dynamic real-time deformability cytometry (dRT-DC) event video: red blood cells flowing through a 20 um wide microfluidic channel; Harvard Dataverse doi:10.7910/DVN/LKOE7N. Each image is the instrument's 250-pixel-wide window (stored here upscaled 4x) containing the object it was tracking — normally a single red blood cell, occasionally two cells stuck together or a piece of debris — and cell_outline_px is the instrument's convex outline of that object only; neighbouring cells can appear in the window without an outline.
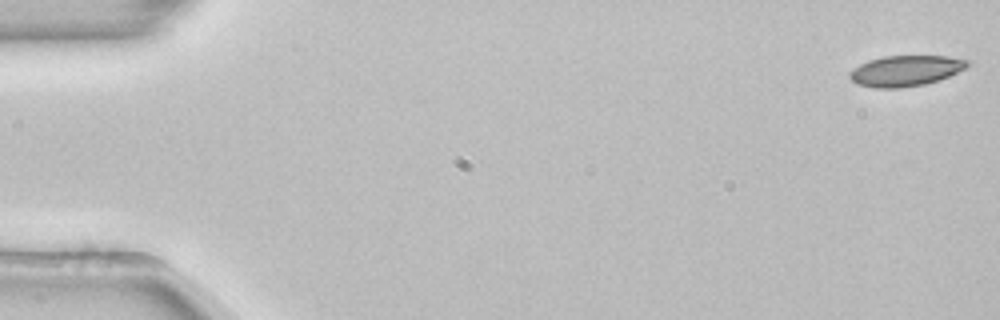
{"species": "common noctule bat (a hibernating species)", "species_latin": "Nyctalus noctula", "temperature_condition": "room temperature", "stored_images_in_passage": 53, "camera_frame_rate_fps": 3000, "um_per_image_px": 0.085, "animal": {"sex": "female", "body_mass_g": 22.7, "forearm_length_mm": 54.2}, "frame": {"image": 1, "passage_image": 1, "time_ms": 0.0, "image_size_px": [1000, 320], "cell_outline_px": [[968, 64], [964, 68], [948, 76], [924, 84], [900, 88], [872, 88], [856, 84], [848, 76], [848, 72], [860, 64], [868, 60], [884, 56], [948, 56], [968, 60]], "centroid_in_image_um": [76.9, 6.02], "position_along_channel_um": 8.1, "area_um2": 20.92}}
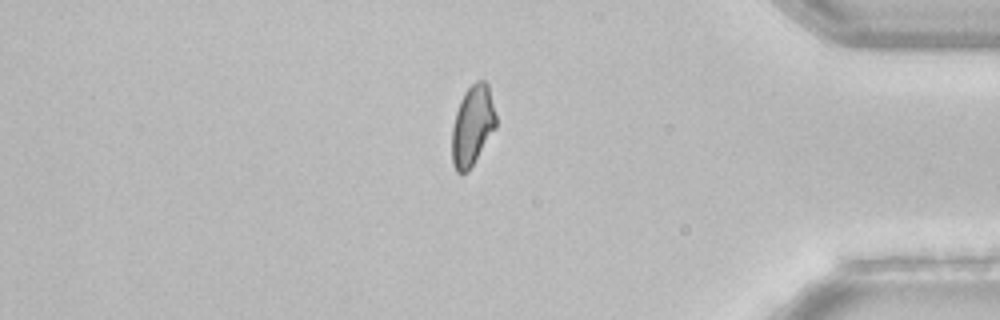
{"frame": {"image": 2, "passage_image": 45, "time_ms": 14.667, "image_size_px": [1000, 320], "cell_outline_px": [[496, 128], [468, 172], [456, 172], [452, 164], [452, 128], [456, 112], [460, 100], [464, 92], [476, 80], [484, 80], [488, 84], [496, 116]], "centroid_in_image_um": [40.16, 10.67], "position_along_channel_um": 395.0, "area_um2": 20.58}}
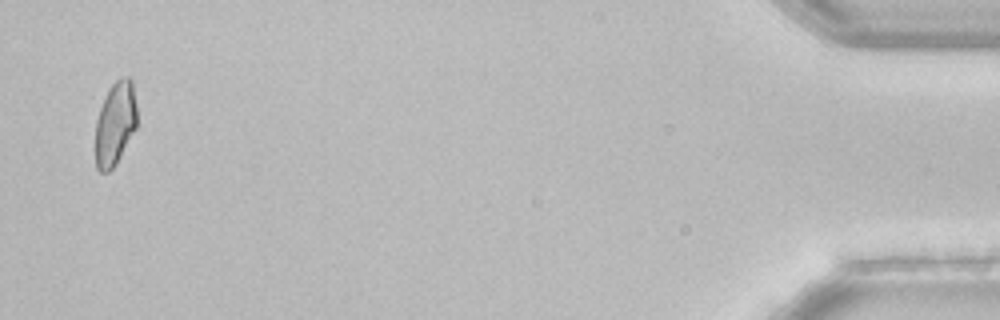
{"frame": {"image": 3, "passage_image": 52, "time_ms": 17.0, "image_size_px": [1000, 320], "cell_outline_px": [[136, 128], [116, 164], [108, 172], [100, 172], [96, 168], [96, 120], [100, 108], [112, 84], [120, 76], [128, 76], [132, 80], [136, 104]], "centroid_in_image_um": [9.8, 10.5], "position_along_channel_um": 425.4, "area_um2": 20.11}, "authors_computed_cell_mechanics": {"area_um2": 21.3282, "velocity_mm_per_s": 3.8753, "shape_relaxation_time_tau1_ms": null, "shape_relaxation_time_tau2_ms": 5.8383, "deformation_change_tau1": null, "deformation_change_tau2": 0.0931}}